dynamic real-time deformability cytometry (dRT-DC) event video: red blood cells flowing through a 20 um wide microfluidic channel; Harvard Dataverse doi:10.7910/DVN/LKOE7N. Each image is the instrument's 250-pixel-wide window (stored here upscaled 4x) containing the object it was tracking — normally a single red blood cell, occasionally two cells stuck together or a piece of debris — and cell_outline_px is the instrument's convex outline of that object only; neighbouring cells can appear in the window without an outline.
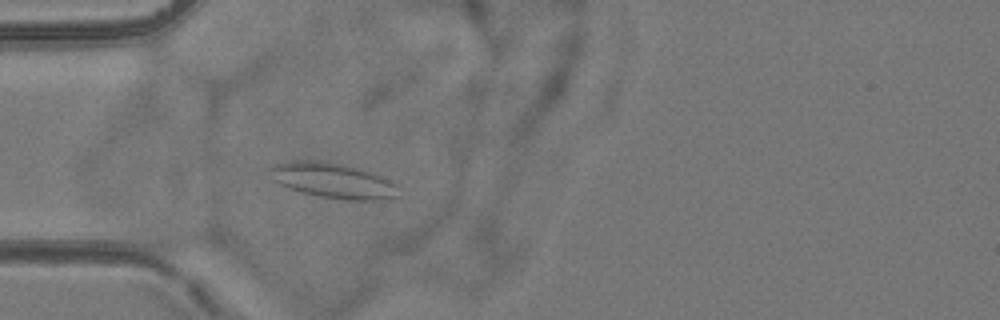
{"species": "common noctule bat (a hibernating species)", "species_latin": "Nyctalus noctula", "temperature_condition": "room temperature", "stored_images_in_passage": 4, "camera_frame_rate_fps": 3000, "um_per_image_px": 0.085, "animal": {"sex": "female", "body_mass_g": 24.6, "forearm_length_mm": 56.2}, "frame": {"image": 1, "passage_image": 4, "time_ms": 3.333, "image_size_px": [1000, 320], "cell_outline_px": [[400, 196], [392, 200], [344, 200], [320, 196], [300, 192], [288, 188], [272, 180], [268, 168], [276, 164], [292, 160], [320, 160], [360, 168], [392, 180], [396, 184]], "centroid_in_image_um": [28.34, 15.36], "position_along_channel_um": 56.7, "area_um2": 26.88}}